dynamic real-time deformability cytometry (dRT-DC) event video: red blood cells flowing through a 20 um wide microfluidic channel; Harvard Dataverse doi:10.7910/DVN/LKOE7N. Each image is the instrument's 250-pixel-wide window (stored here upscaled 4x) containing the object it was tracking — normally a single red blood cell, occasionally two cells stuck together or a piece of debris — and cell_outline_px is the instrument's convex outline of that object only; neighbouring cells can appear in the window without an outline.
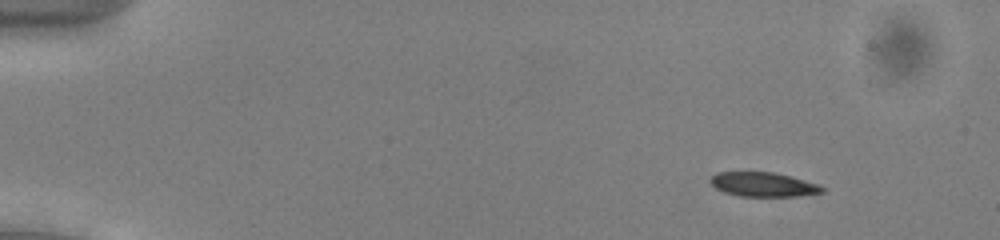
{"species": "common noctule bat (a hibernating species)", "species_latin": "Nyctalus noctula", "temperature_condition": "cold", "stored_images_in_passage": 54, "camera_frame_rate_fps": 3000, "um_per_image_px": 0.085, "animal": {"sex": "male", "body_mass_g": 13.0, "forearm_length_mm": 53.1}, "frame": {"image": 1, "passage_image": 7, "time_ms": 2.0, "image_size_px": [1000, 240], "cell_outline_px": [[828, 188], [824, 192], [796, 196], [740, 196], [724, 192], [716, 188], [708, 180], [716, 172], [772, 172], [820, 184]], "centroid_in_image_um": [64.9, 15.68], "position_along_channel_um": 20.1, "area_um2": 15.84}}
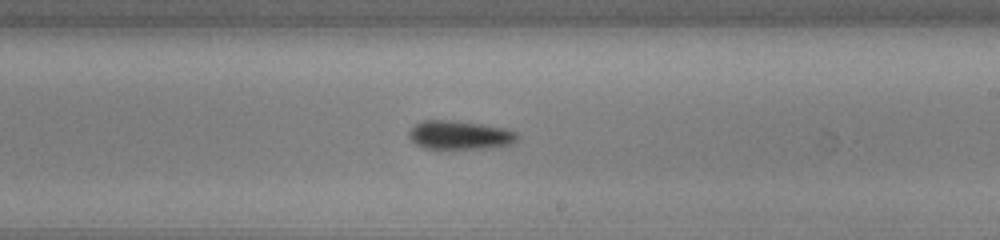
{"frame": {"image": 2, "passage_image": 33, "time_ms": 10.667, "image_size_px": [1000, 240], "cell_outline_px": [[520, 136], [512, 144], [496, 148], [440, 152], [424, 148], [416, 144], [408, 136], [408, 132], [420, 120], [452, 120], [480, 124], [504, 128], [516, 132]], "centroid_in_image_um": [39.07, 11.54], "position_along_channel_um": 249.9, "area_um2": 19.19}}
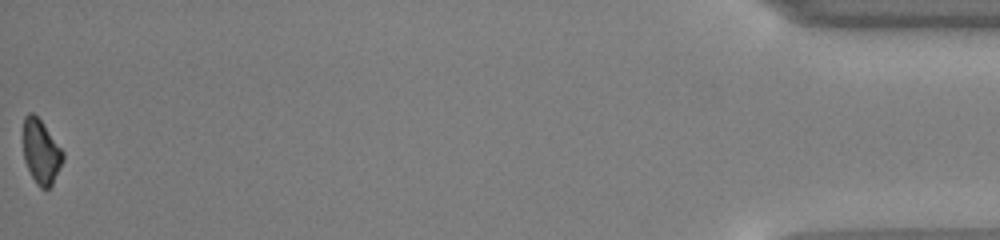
{"frame": {"image": 3, "passage_image": 54, "time_ms": 17.667, "image_size_px": [1000, 240], "cell_outline_px": [[64, 160], [52, 184], [48, 188], [40, 188], [36, 184], [24, 160], [24, 116], [28, 112], [32, 112], [44, 124], [64, 152]], "centroid_in_image_um": [3.5, 12.9], "position_along_channel_um": 431.7, "area_um2": 14.74}, "authors_computed_cell_mechanics": {"area_um2": 17.2533, "velocity_mm_per_s": 3.9063, "shape_relaxation_time_tau1_ms": 3.5573, "shape_relaxation_time_tau2_ms": null, "deformation_change_tau1": 0.0865, "deformation_change_tau2": null}}